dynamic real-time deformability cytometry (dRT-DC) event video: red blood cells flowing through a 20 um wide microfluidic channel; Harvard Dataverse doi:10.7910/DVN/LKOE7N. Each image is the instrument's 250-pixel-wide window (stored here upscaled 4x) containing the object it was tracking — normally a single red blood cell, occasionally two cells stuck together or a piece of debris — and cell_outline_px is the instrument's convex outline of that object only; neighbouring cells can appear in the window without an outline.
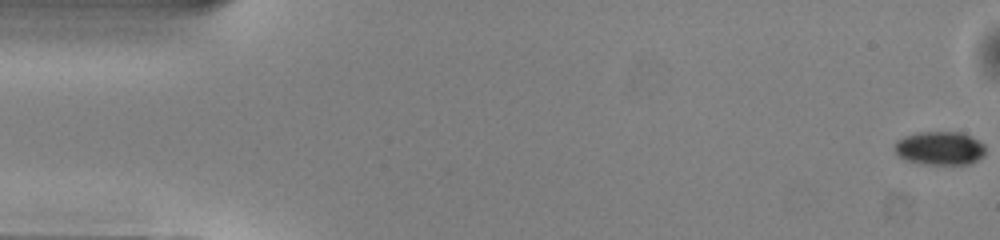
{"species": "common noctule bat (a hibernating species)", "species_latin": "Nyctalus noctula", "temperature_condition": "warm", "stored_images_in_passage": 52, "camera_frame_rate_fps": 3000, "um_per_image_px": 0.085, "animal": {"sex": "male", "body_mass_g": 13.0, "forearm_length_mm": 53.1}, "frame": {"image": 1, "passage_image": 1, "time_ms": 0.0, "image_size_px": [1000, 240], "cell_outline_px": [[984, 156], [968, 164], [920, 164], [904, 160], [896, 156], [892, 148], [896, 140], [904, 136], [920, 132], [960, 132], [984, 144]], "centroid_in_image_um": [79.79, 12.61], "position_along_channel_um": 5.2, "area_um2": 17.92}}
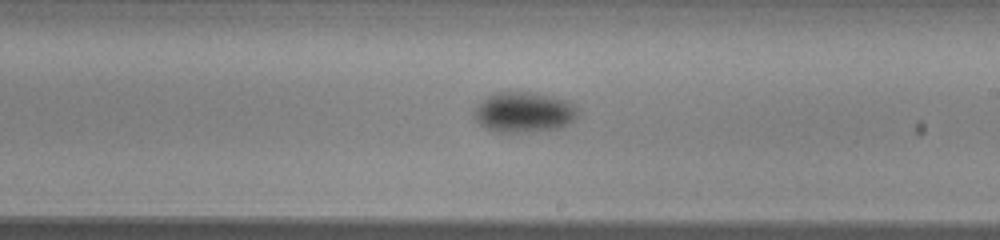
{"frame": {"image": 2, "passage_image": 30, "time_ms": 9.667, "image_size_px": [1000, 240], "cell_outline_px": [[580, 116], [568, 124], [560, 128], [532, 132], [496, 132], [484, 128], [472, 116], [476, 108], [492, 92], [532, 92], [552, 96], [568, 100], [580, 108]], "centroid_in_image_um": [44.59, 9.54], "position_along_channel_um": 244.4, "area_um2": 24.85}}
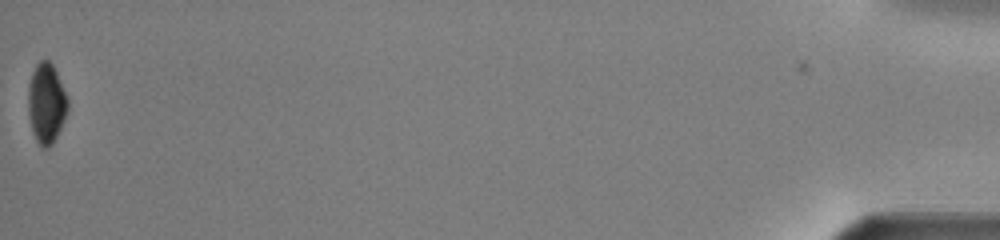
{"frame": {"image": 3, "passage_image": 52, "time_ms": 17.0, "image_size_px": [1000, 240], "cell_outline_px": [[68, 112], [52, 144], [48, 148], [40, 148], [32, 132], [28, 116], [28, 84], [32, 72], [36, 64], [40, 60], [48, 60], [52, 64], [56, 72], [68, 100]], "centroid_in_image_um": [3.91, 8.81], "position_along_channel_um": 431.3, "area_um2": 18.55}, "authors_computed_cell_mechanics": {"area_um2": 20.6924, "velocity_mm_per_s": 4.0084, "shape_relaxation_time_tau1_ms": 3.9748, "shape_relaxation_time_tau2_ms": null, "deformation_change_tau1": 0.0997, "deformation_change_tau2": null}}